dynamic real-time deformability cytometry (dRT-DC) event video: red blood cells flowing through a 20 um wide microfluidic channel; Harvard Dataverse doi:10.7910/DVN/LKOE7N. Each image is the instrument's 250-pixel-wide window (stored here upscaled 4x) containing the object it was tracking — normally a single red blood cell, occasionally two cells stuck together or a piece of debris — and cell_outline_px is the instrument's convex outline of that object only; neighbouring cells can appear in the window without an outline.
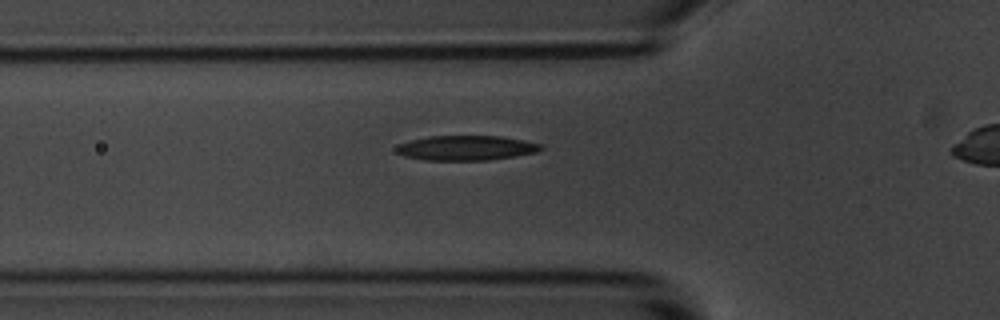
{"species": "common noctule bat (a hibernating species)", "species_latin": "Nyctalus noctula", "temperature_condition": "room temperature", "stored_images_in_passage": 39, "camera_frame_rate_fps": 3000, "um_per_image_px": 0.085, "animal": {"sex": "male", "body_mass_g": 20.1, "forearm_length_mm": 53.5}, "frame": {"image": 1, "passage_image": 12, "time_ms": 3.667, "image_size_px": [1000, 320], "cell_outline_px": [[544, 148], [536, 152], [488, 160], [424, 160], [404, 156], [396, 152], [396, 148], [400, 144], [412, 140], [428, 136], [500, 136], [524, 140], [540, 144]], "centroid_in_image_um": [39.61, 12.57], "position_along_channel_um": 86.2, "area_um2": 20.69}}
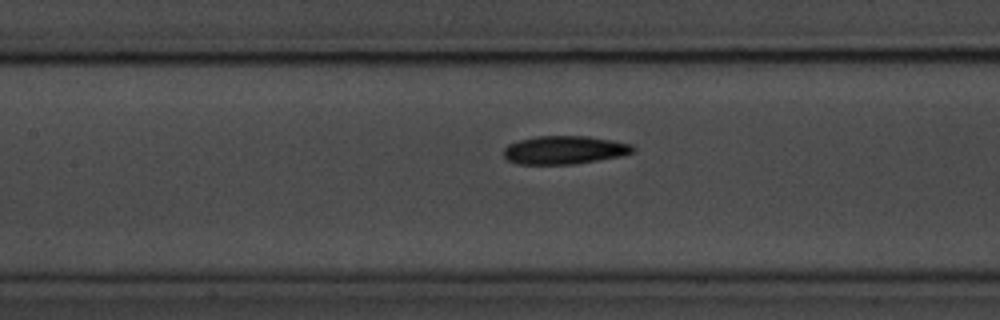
{"frame": {"image": 2, "passage_image": 18, "time_ms": 5.667, "image_size_px": [1000, 320], "cell_outline_px": [[636, 148], [632, 152], [620, 156], [576, 164], [516, 164], [508, 160], [504, 156], [504, 148], [508, 144], [516, 140], [536, 136], [588, 136], [612, 140], [632, 144]], "centroid_in_image_um": [47.95, 12.74], "position_along_channel_um": 159.4, "area_um2": 21.44}}
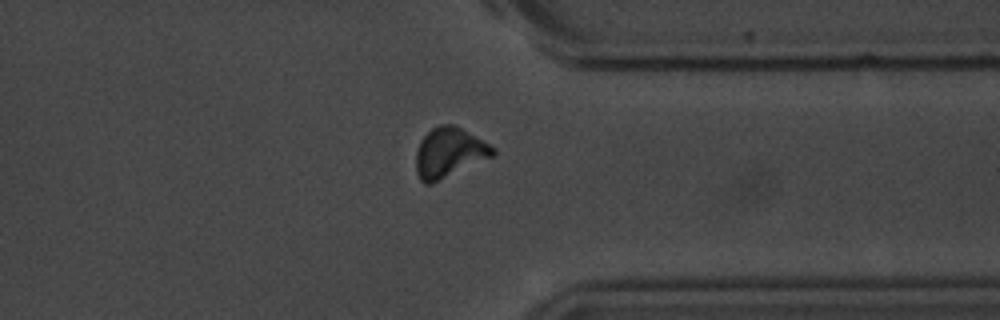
{"frame": {"image": 3, "passage_image": 36, "time_ms": 11.667, "image_size_px": [1000, 320], "cell_outline_px": [[496, 152], [492, 156], [432, 184], [424, 184], [420, 180], [416, 172], [416, 152], [420, 140], [432, 128], [440, 124], [456, 124], [496, 148]], "centroid_in_image_um": [38.16, 12.96], "position_along_channel_um": 373.2, "area_um2": 22.37}}